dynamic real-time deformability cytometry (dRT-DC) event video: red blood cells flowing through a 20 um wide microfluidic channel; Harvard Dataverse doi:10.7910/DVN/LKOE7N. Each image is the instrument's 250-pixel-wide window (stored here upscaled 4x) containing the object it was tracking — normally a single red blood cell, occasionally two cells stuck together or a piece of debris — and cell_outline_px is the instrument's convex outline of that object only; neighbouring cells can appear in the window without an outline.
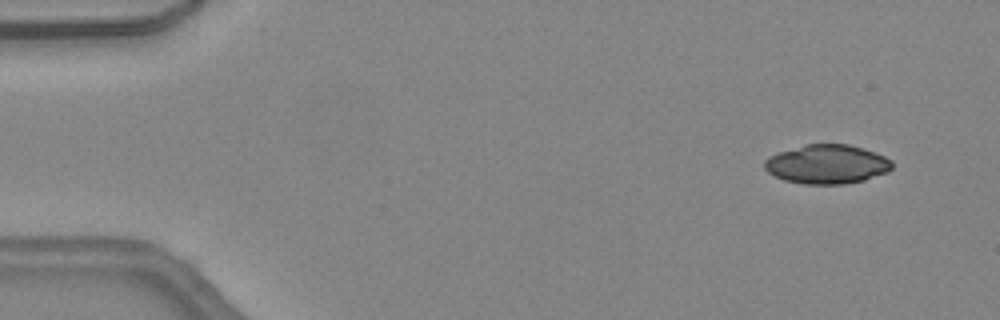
{"species": "common noctule bat (a hibernating species)", "species_latin": "Nyctalus noctula", "temperature_condition": "warm", "stored_images_in_passage": 46, "camera_frame_rate_fps": 3000, "um_per_image_px": 0.085, "animal": {"sex": "female", "body_mass_g": 24.6, "forearm_length_mm": 56.2}, "frame": {"image": 1, "passage_image": 4, "time_ms": 1.0, "image_size_px": [1000, 320], "cell_outline_px": [[892, 168], [888, 172], [864, 180], [844, 184], [804, 184], [784, 180], [768, 172], [764, 168], [764, 160], [768, 156], [804, 144], [848, 144], [884, 156], [892, 160]], "centroid_in_image_um": [70.28, 13.96], "position_along_channel_um": 14.7, "area_um2": 28.96}}
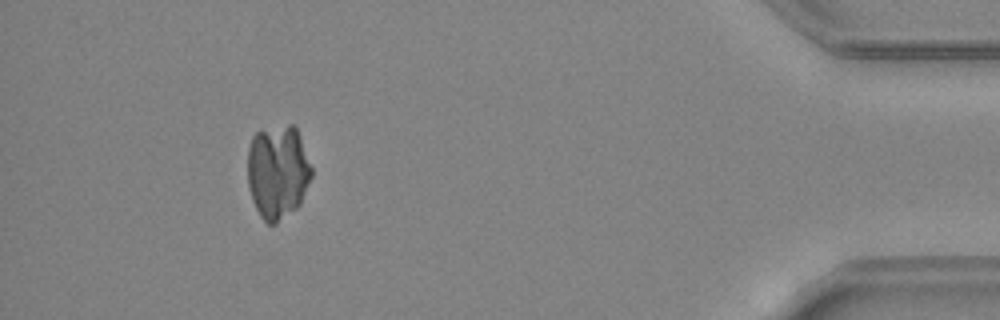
{"frame": {"image": 2, "passage_image": 42, "time_ms": 13.667, "image_size_px": [1000, 320], "cell_outline_px": [[312, 176], [300, 204], [296, 208], [276, 224], [268, 224], [260, 216], [252, 200], [248, 184], [248, 148], [252, 136], [256, 132], [288, 124], [292, 124], [296, 128], [300, 136], [312, 168]], "centroid_in_image_um": [23.61, 14.61], "position_along_channel_um": 411.6, "area_um2": 35.08}}